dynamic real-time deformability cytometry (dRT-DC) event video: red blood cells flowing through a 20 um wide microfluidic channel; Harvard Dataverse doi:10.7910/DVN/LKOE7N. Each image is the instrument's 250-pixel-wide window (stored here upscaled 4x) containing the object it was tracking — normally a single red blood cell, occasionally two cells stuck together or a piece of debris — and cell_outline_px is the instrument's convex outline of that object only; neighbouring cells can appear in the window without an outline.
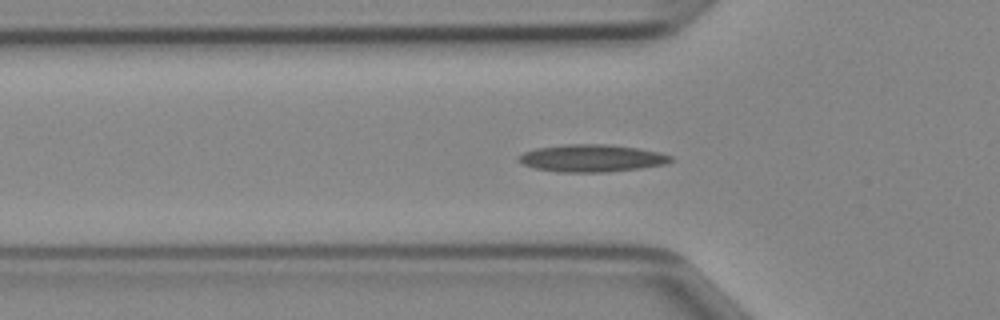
{"species": "Egyptian fruit bat (a non-hibernating species)", "species_latin": "Rousettus aegyptiacus", "temperature_condition": "cold", "stored_images_in_passage": 46, "camera_frame_rate_fps": 3000, "um_per_image_px": 0.085, "animal": {"sex": "female"}, "frame": {"image": 1, "passage_image": 14, "time_ms": 4.333, "image_size_px": [1000, 320], "cell_outline_px": [[672, 160], [664, 164], [640, 168], [608, 172], [556, 172], [536, 168], [524, 164], [516, 160], [516, 156], [524, 152], [536, 148], [564, 144], [608, 144], [636, 148], [660, 152], [672, 156]], "centroid_in_image_um": [50.26, 13.44], "position_along_channel_um": 75.5, "area_um2": 24.28}}